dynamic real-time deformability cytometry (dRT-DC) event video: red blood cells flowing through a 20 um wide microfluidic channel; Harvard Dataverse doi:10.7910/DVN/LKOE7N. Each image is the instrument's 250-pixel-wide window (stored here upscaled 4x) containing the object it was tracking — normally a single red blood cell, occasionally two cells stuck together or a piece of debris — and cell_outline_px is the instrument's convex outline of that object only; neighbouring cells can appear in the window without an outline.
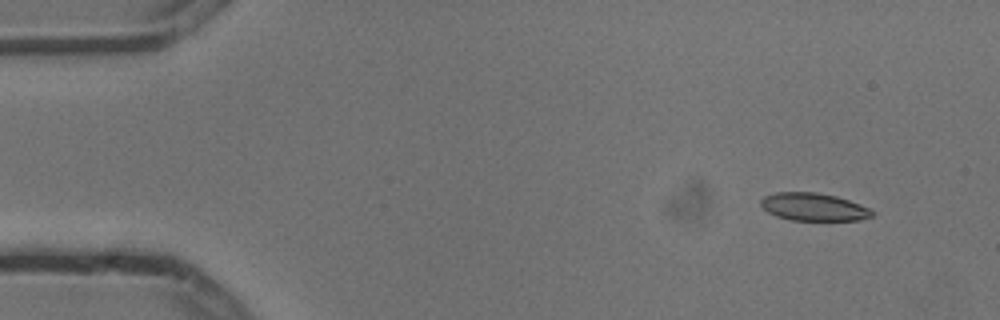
{"species": "common noctule bat (a hibernating species)", "species_latin": "Nyctalus noctula", "temperature_condition": "cold", "stored_images_in_passage": 5, "camera_frame_rate_fps": 3000, "um_per_image_px": 0.085, "animal": {"sex": "male", "body_mass_g": 13.3}, "frame": {"image": 1, "passage_image": 2, "time_ms": 0.333, "image_size_px": [1000, 320], "cell_outline_px": [[876, 212], [872, 216], [860, 220], [792, 220], [776, 216], [768, 212], [760, 204], [760, 200], [764, 196], [776, 192], [816, 192], [836, 196], [860, 204]], "centroid_in_image_um": [69.16, 17.58], "position_along_channel_um": 15.8, "area_um2": 17.98}}
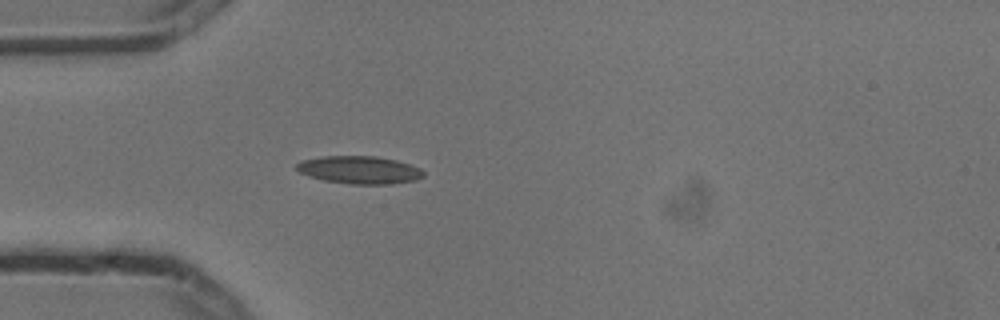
{"frame": {"image": 2, "passage_image": 5, "time_ms": 1.333, "image_size_px": [1000, 320], "cell_outline_px": [[424, 176], [416, 180], [392, 184], [348, 184], [324, 180], [308, 176], [300, 172], [296, 168], [296, 164], [300, 160], [320, 156], [372, 156], [396, 160], [420, 168], [424, 172]], "centroid_in_image_um": [30.53, 14.44], "position_along_channel_um": 54.5, "area_um2": 20.58}}